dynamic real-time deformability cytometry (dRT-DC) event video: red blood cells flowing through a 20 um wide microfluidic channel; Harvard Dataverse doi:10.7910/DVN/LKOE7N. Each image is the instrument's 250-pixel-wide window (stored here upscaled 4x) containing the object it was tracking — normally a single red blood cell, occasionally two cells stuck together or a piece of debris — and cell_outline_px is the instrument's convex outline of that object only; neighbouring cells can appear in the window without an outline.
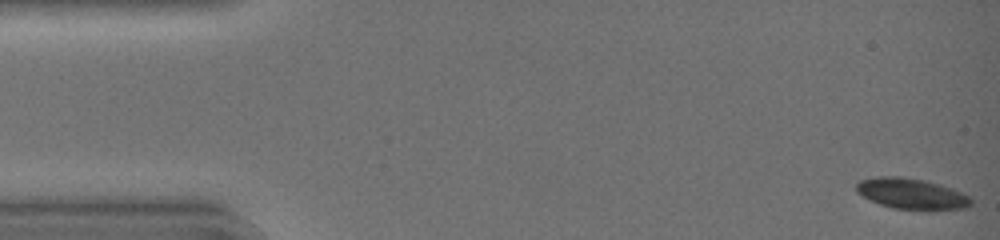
{"species": "common noctule bat (a hibernating species)", "species_latin": "Nyctalus noctula", "temperature_condition": "warm", "stored_images_in_passage": 45, "camera_frame_rate_fps": 3000, "um_per_image_px": 0.085, "animal": {"sex": "female", "body_mass_g": 19.0, "forearm_length_mm": 51.5}, "frame": {"image": 1, "passage_image": 1, "time_ms": 0.0, "image_size_px": [1000, 240], "cell_outline_px": [[972, 204], [968, 208], [928, 212], [892, 208], [880, 204], [856, 192], [856, 184], [860, 180], [876, 176], [900, 176], [924, 180], [940, 184], [952, 188], [968, 196], [972, 200]], "centroid_in_image_um": [77.53, 16.5], "position_along_channel_um": 7.5, "area_um2": 21.15}}
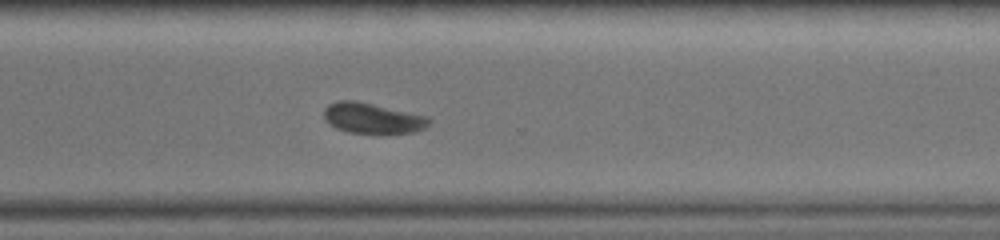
{"frame": {"image": 2, "passage_image": 33, "time_ms": 10.667, "image_size_px": [1000, 240], "cell_outline_px": [[432, 120], [424, 128], [416, 132], [348, 132], [336, 128], [324, 120], [324, 108], [328, 104], [336, 100], [356, 100], [428, 116]], "centroid_in_image_um": [31.63, 10.02], "position_along_channel_um": 339.0, "area_um2": 18.55}}
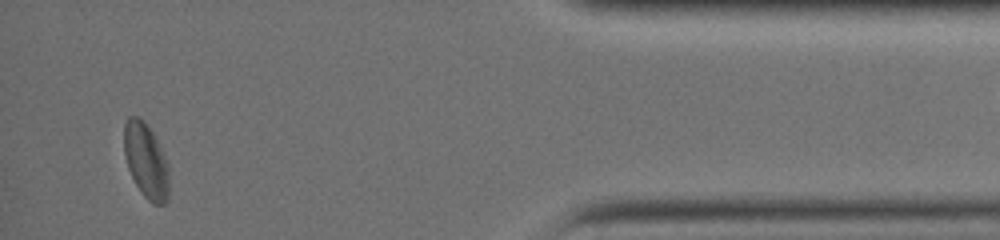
{"frame": {"image": 3, "passage_image": 42, "time_ms": 13.667, "image_size_px": [1000, 240], "cell_outline_px": [[168, 200], [164, 204], [152, 204], [140, 192], [128, 168], [124, 152], [124, 124], [128, 116], [136, 116], [144, 120], [152, 132], [164, 152], [168, 164]], "centroid_in_image_um": [12.41, 13.65], "position_along_channel_um": 422.8, "area_um2": 19.77}, "authors_computed_cell_mechanics": {"area_um2": 20.4612, "velocity_mm_per_s": 4.3627, "shape_relaxation_time_tau1_ms": 3.753, "shape_relaxation_time_tau2_ms": 4.197, "deformation_change_tau1": 0.1042, "deformation_change_tau2": 0.069}}